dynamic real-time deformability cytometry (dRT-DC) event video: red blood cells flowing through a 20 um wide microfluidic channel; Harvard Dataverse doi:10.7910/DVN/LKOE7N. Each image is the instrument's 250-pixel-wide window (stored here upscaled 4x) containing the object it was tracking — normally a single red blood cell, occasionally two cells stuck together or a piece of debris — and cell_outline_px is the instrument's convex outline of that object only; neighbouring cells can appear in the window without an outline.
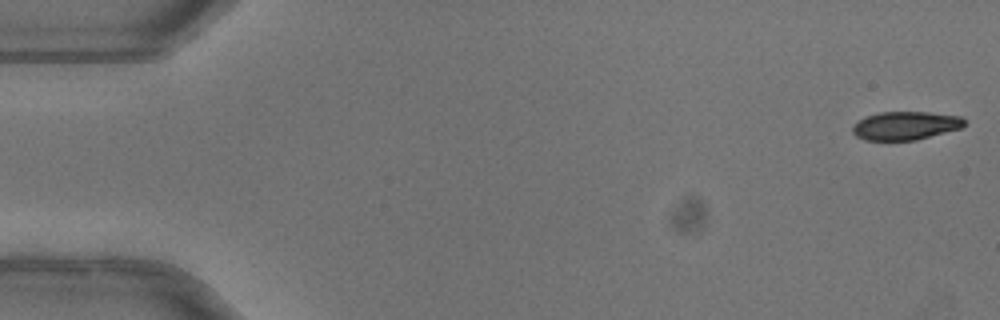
{"species": "common noctule bat (a hibernating species)", "species_latin": "Nyctalus noctula", "temperature_condition": "warm", "stored_images_in_passage": 14, "camera_frame_rate_fps": 3000, "um_per_image_px": 0.085, "animal": {"sex": "female"}, "frame": {"image": 1, "passage_image": 1, "time_ms": 0.0, "image_size_px": [1000, 320], "cell_outline_px": [[964, 124], [960, 128], [916, 140], [864, 140], [856, 136], [852, 132], [852, 128], [864, 116], [880, 112], [928, 112], [960, 116], [964, 120]], "centroid_in_image_um": [76.93, 10.68], "position_along_channel_um": 8.1, "area_um2": 18.32}}
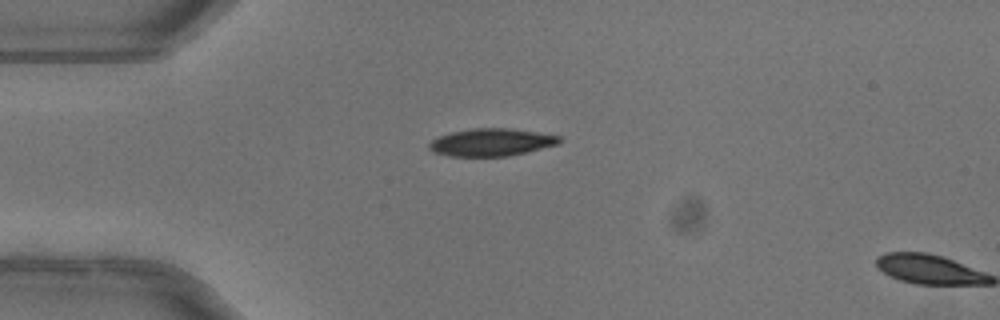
{"frame": {"image": 2, "passage_image": 13, "time_ms": 4.0, "image_size_px": [1000, 320], "cell_outline_px": [[560, 140], [556, 144], [508, 156], [448, 156], [432, 152], [428, 148], [428, 144], [432, 140], [440, 136], [452, 132], [472, 128], [508, 128], [536, 132], [560, 136]], "centroid_in_image_um": [41.69, 12.09], "position_along_channel_um": 43.3, "area_um2": 20.58}}